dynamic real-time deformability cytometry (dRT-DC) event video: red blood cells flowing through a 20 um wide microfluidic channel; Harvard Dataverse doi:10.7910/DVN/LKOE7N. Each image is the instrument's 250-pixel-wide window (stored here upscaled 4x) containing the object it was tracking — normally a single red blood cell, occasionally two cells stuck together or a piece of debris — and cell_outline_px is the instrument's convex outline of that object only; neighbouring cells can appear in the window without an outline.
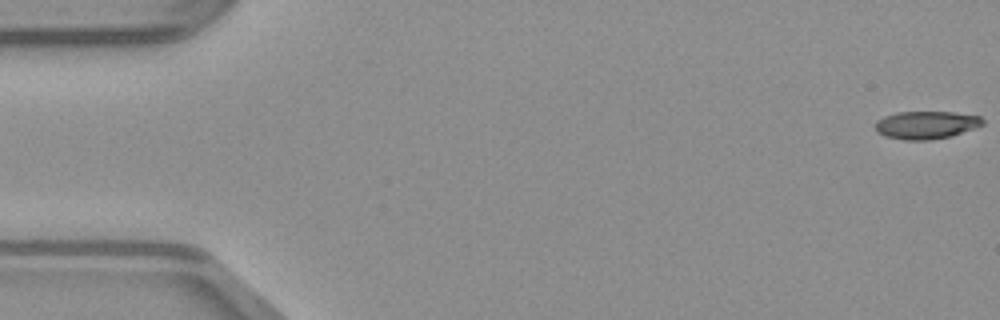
{"species": "common noctule bat (a hibernating species)", "species_latin": "Nyctalus noctula", "temperature_condition": "warm", "stored_images_in_passage": 50, "camera_frame_rate_fps": 3000, "um_per_image_px": 0.085, "animal": {"sex": "male", "body_mass_g": 23.1, "forearm_length_mm": 52.7}, "frame": {"image": 1, "passage_image": 1, "time_ms": 0.0, "image_size_px": [1000, 320], "cell_outline_px": [[984, 124], [952, 136], [932, 140], [904, 140], [884, 136], [876, 132], [876, 120], [884, 116], [896, 112], [952, 112], [980, 116], [984, 120]], "centroid_in_image_um": [78.7, 10.62], "position_along_channel_um": 6.3, "area_um2": 17.51}}
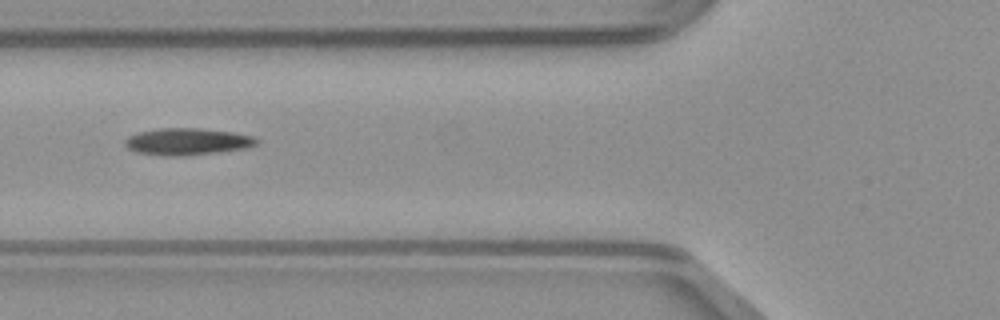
{"frame": {"image": 2, "passage_image": 19, "time_ms": 6.0, "image_size_px": [1000, 320], "cell_outline_px": [[260, 144], [248, 148], [184, 156], [160, 156], [136, 152], [128, 148], [124, 144], [124, 140], [128, 136], [136, 132], [160, 128], [200, 128], [232, 132], [252, 136], [260, 140]], "centroid_in_image_um": [15.91, 12.04], "position_along_channel_um": 109.9, "area_um2": 20.92}}
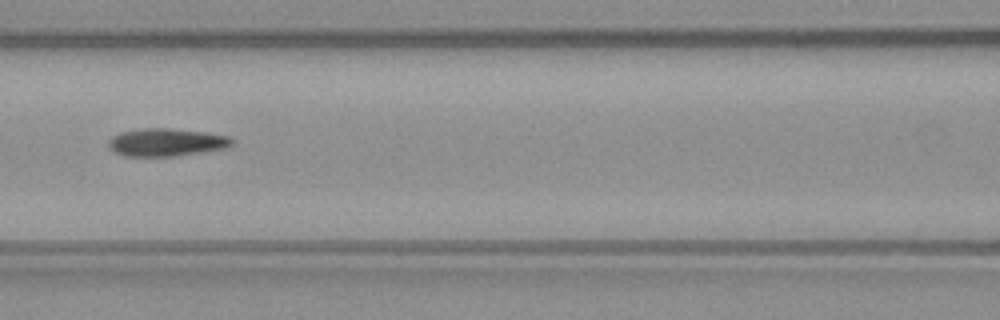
{"frame": {"image": 3, "passage_image": 22, "time_ms": 7.0, "image_size_px": [1000, 320], "cell_outline_px": [[236, 144], [228, 148], [204, 152], [176, 156], [124, 156], [112, 152], [108, 148], [108, 140], [112, 136], [120, 132], [144, 128], [168, 128], [204, 132], [228, 136], [236, 140]], "centroid_in_image_um": [14.16, 12.1], "position_along_channel_um": 152.4, "area_um2": 20.4}}